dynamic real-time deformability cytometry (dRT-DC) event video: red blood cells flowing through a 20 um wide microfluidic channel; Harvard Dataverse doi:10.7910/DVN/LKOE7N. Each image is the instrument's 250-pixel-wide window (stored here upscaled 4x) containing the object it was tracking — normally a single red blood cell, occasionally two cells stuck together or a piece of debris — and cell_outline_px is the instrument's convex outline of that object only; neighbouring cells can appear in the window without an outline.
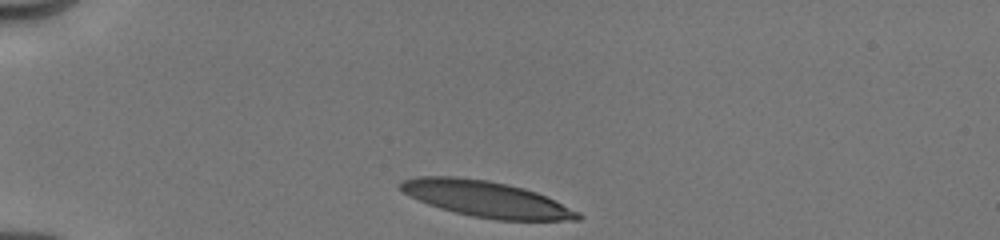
{"species": "human", "species_latin": "Homo sapiens", "temperature_condition": "cold", "stored_images_in_passage": 22, "camera_frame_rate_fps": 3000, "um_per_image_px": 0.085, "donor": {"sex": "male"}, "frame": {"image": 1, "passage_image": 1, "time_ms": 0.0, "image_size_px": [1000, 240], "cell_outline_px": [[584, 216], [580, 220], [496, 220], [472, 216], [440, 208], [428, 204], [404, 192], [396, 184], [404, 180], [416, 176], [456, 176], [488, 180], [508, 184], [524, 188], [548, 196], [580, 212]], "centroid_in_image_um": [41.38, 16.91], "position_along_channel_um": 43.6, "area_um2": 37.28}}
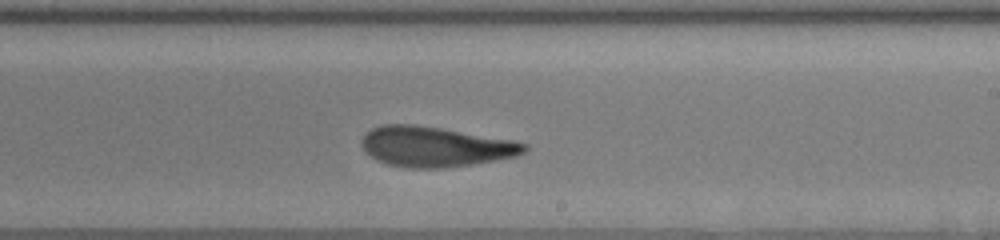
{"frame": {"image": 2, "passage_image": 13, "time_ms": 6.333, "image_size_px": [1000, 240], "cell_outline_px": [[528, 148], [524, 152], [516, 156], [496, 160], [472, 164], [444, 168], [408, 168], [388, 164], [376, 160], [364, 148], [360, 140], [372, 128], [380, 124], [416, 124], [516, 140], [528, 144]], "centroid_in_image_um": [37.03, 12.46], "position_along_channel_um": 252.0, "area_um2": 38.15}}
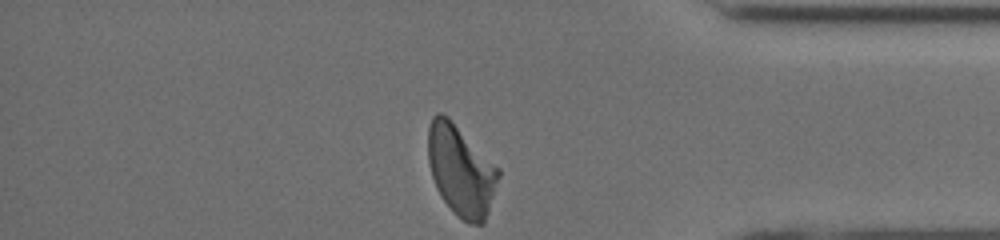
{"frame": {"image": 3, "passage_image": 22, "time_ms": 10.333, "image_size_px": [1000, 240], "cell_outline_px": [[500, 176], [484, 224], [468, 224], [456, 216], [444, 200], [436, 188], [428, 164], [428, 128], [432, 116], [436, 112], [440, 112], [448, 116], [500, 168]], "centroid_in_image_um": [39.18, 14.49], "position_along_channel_um": 396.0, "area_um2": 37.51}, "authors_computed_cell_mechanics": {"area_um2": 37.57, "velocity_mm_per_s": 4.0042, "shape_relaxation_time_tau1_ms": 4.6429, "shape_relaxation_time_tau2_ms": 1.4142, "deformation_change_tau1": 0.1907, "deformation_change_tau2": 0.095}}